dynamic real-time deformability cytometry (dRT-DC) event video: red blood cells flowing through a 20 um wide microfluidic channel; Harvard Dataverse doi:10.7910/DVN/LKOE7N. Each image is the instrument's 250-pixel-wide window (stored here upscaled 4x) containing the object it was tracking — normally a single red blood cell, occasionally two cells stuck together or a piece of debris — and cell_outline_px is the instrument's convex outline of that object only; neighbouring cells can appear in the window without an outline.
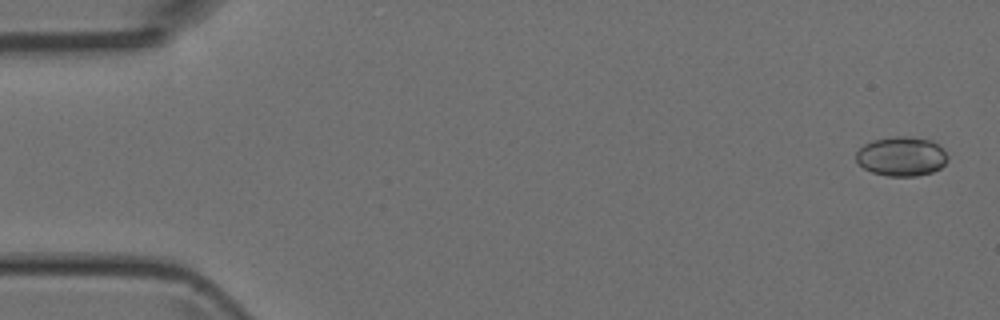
{"species": "Egyptian fruit bat (a non-hibernating species)", "species_latin": "Rousettus aegyptiacus", "temperature_condition": "room temperature", "stored_images_in_passage": 7, "camera_frame_rate_fps": 3000, "um_per_image_px": 0.085, "animal": {"sex": "female"}, "frame": {"image": 1, "passage_image": 1, "time_ms": 0.0, "image_size_px": [1000, 320], "cell_outline_px": [[948, 160], [940, 168], [932, 172], [916, 176], [888, 176], [872, 172], [864, 168], [856, 160], [856, 152], [864, 144], [872, 140], [896, 136], [908, 136], [932, 140], [944, 148], [948, 156]], "centroid_in_image_um": [76.65, 13.28], "position_along_channel_um": 8.3, "area_um2": 21.15}}
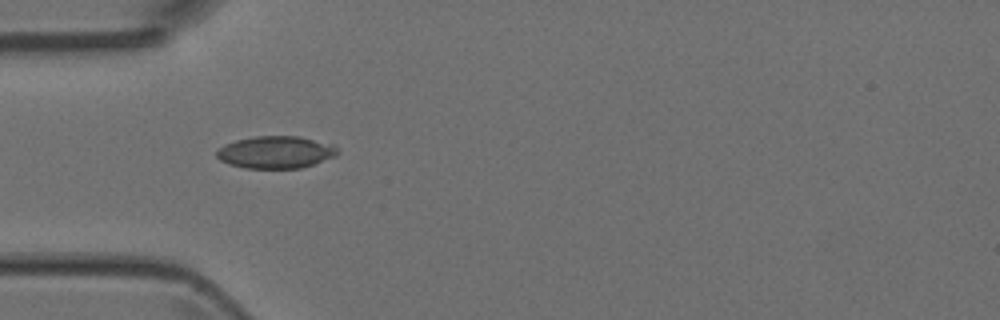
{"frame": {"image": 2, "passage_image": 4, "time_ms": 4.667, "image_size_px": [1000, 320], "cell_outline_px": [[340, 152], [336, 156], [300, 168], [244, 168], [228, 164], [220, 160], [216, 156], [216, 152], [224, 144], [236, 140], [256, 136], [300, 136], [336, 144]], "centroid_in_image_um": [23.47, 12.93], "position_along_channel_um": 61.5, "area_um2": 22.95}}